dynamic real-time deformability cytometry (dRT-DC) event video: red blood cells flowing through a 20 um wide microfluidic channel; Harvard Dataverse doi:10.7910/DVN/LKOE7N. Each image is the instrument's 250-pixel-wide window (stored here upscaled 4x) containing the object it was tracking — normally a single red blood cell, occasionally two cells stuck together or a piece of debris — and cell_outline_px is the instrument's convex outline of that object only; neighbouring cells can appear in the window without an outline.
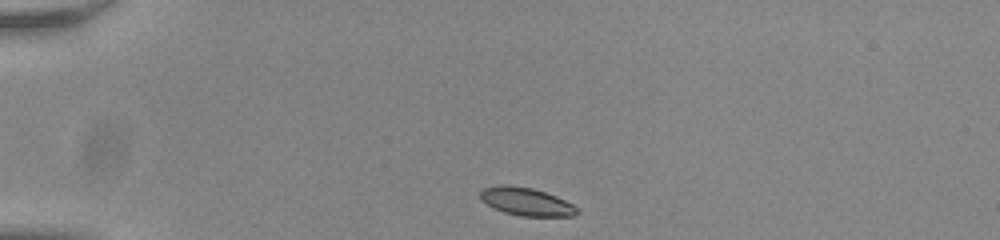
{"species": "common noctule bat (a hibernating species)", "species_latin": "Nyctalus noctula", "temperature_condition": "room temperature", "stored_images_in_passage": 42, "camera_frame_rate_fps": 3000, "um_per_image_px": 0.085, "animal": {"sex": "male", "body_mass_g": 20.0, "forearm_length_mm": 53.3}, "frame": {"image": 1, "passage_image": 1, "time_ms": 0.0, "image_size_px": [1000, 240], "cell_outline_px": [[580, 212], [572, 216], [520, 216], [504, 212], [480, 200], [480, 192], [484, 188], [500, 184], [504, 184], [532, 188], [556, 196], [580, 208]], "centroid_in_image_um": [44.75, 17.14], "position_along_channel_um": 40.2, "area_um2": 15.72}}
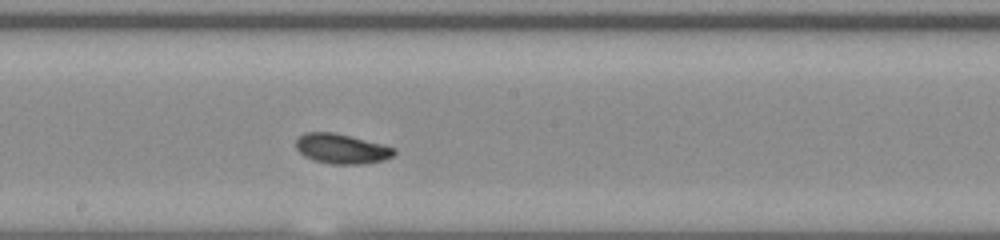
{"frame": {"image": 2, "passage_image": 19, "time_ms": 6.0, "image_size_px": [1000, 240], "cell_outline_px": [[396, 152], [392, 156], [384, 160], [364, 164], [332, 164], [316, 160], [304, 156], [296, 148], [296, 140], [300, 136], [308, 132], [332, 132], [396, 148]], "centroid_in_image_um": [29.04, 12.65], "position_along_channel_um": 219.2, "area_um2": 16.76}}
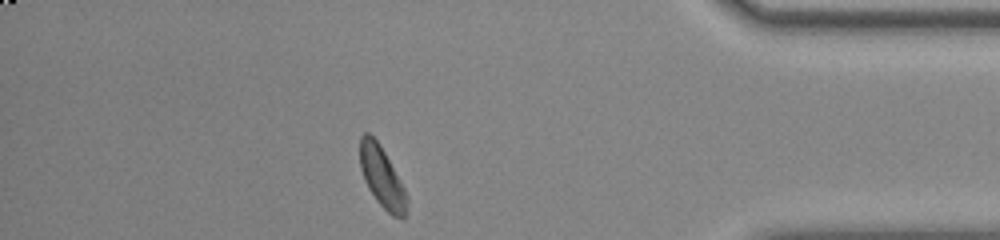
{"frame": {"image": 3, "passage_image": 36, "time_ms": 11.667, "image_size_px": [1000, 240], "cell_outline_px": [[408, 200], [404, 220], [392, 216], [376, 200], [368, 188], [364, 180], [360, 168], [360, 136], [364, 132], [368, 132], [380, 144], [404, 188], [408, 196]], "centroid_in_image_um": [32.46, 15.07], "position_along_channel_um": 402.7, "area_um2": 16.59}, "authors_computed_cell_mechanics": {"area_um2": 16.762, "velocity_mm_per_s": 3.7805, "shape_relaxation_time_tau1_ms": 3.0962, "shape_relaxation_time_tau2_ms": 4.6021, "deformation_change_tau1": 0.0933, "deformation_change_tau2": 0.0915}}